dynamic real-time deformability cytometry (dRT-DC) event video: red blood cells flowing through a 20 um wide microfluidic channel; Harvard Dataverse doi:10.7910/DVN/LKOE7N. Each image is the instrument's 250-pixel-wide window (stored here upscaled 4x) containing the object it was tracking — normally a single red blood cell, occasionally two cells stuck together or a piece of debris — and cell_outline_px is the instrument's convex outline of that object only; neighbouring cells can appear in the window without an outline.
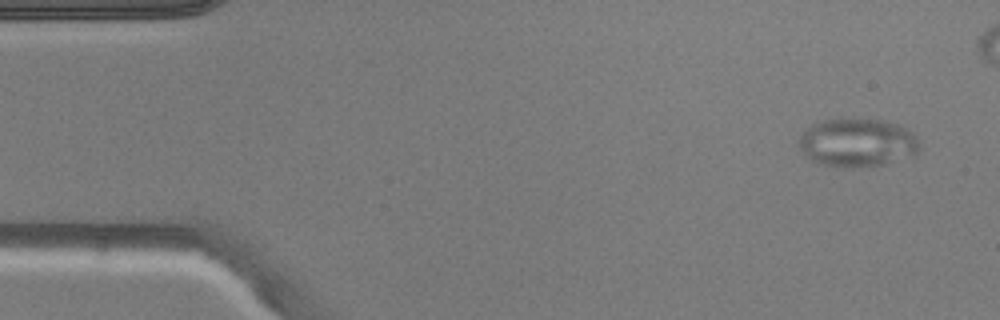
{"species": "common noctule bat (a hibernating species)", "species_latin": "Nyctalus noctula", "temperature_condition": "warm", "stored_images_in_passage": 5, "camera_frame_rate_fps": 3000, "um_per_image_px": 0.085, "animal": {"sex": "male", "body_mass_g": 20.5, "forearm_length_mm": 52.5}, "frame": {"image": 1, "passage_image": 1, "time_ms": 0.0, "image_size_px": [1000, 320], "cell_outline_px": [[920, 148], [916, 156], [880, 164], [852, 168], [824, 164], [812, 160], [800, 148], [800, 136], [812, 124], [824, 120], [840, 116], [884, 120], [908, 128], [916, 136]], "centroid_in_image_um": [72.92, 12.08], "position_along_channel_um": 12.1, "area_um2": 34.33}}